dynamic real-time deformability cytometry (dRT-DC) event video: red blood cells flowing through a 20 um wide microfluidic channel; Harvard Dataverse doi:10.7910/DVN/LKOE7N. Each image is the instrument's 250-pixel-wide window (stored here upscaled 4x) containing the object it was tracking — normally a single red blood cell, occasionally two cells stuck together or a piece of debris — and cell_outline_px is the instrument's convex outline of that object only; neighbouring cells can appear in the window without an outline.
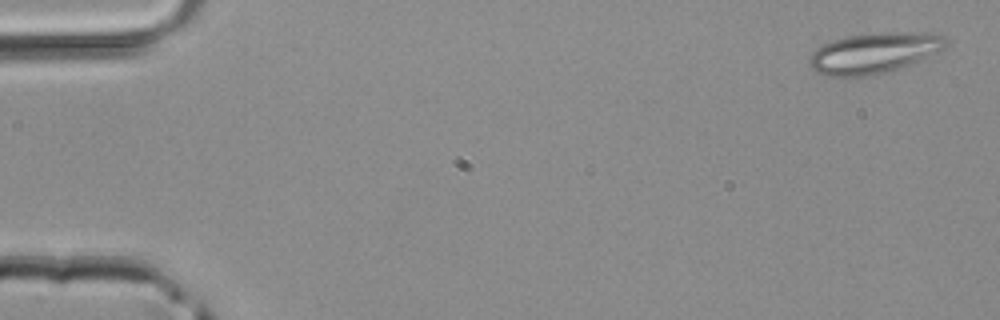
{"species": "common noctule bat (a hibernating species)", "species_latin": "Nyctalus noctula", "temperature_condition": "room temperature", "stored_images_in_passage": 4, "segment_of_instrument_passage": [2, 2], "camera_frame_rate_fps": 3000, "um_per_image_px": 0.085, "animal": {"sex": "male", "body_mass_g": 20.4}, "frame": {"image": 1, "passage_image": 4, "time_ms": 1.0, "image_size_px": [1000, 320], "cell_outline_px": [[948, 40], [944, 48], [936, 52], [900, 68], [888, 72], [848, 80], [824, 76], [816, 72], [808, 64], [808, 60], [812, 52], [816, 48], [832, 40], [848, 36], [880, 32], [928, 32], [944, 36]], "centroid_in_image_um": [74.22, 4.54], "position_along_channel_um": 10.8, "area_um2": 33.0}}